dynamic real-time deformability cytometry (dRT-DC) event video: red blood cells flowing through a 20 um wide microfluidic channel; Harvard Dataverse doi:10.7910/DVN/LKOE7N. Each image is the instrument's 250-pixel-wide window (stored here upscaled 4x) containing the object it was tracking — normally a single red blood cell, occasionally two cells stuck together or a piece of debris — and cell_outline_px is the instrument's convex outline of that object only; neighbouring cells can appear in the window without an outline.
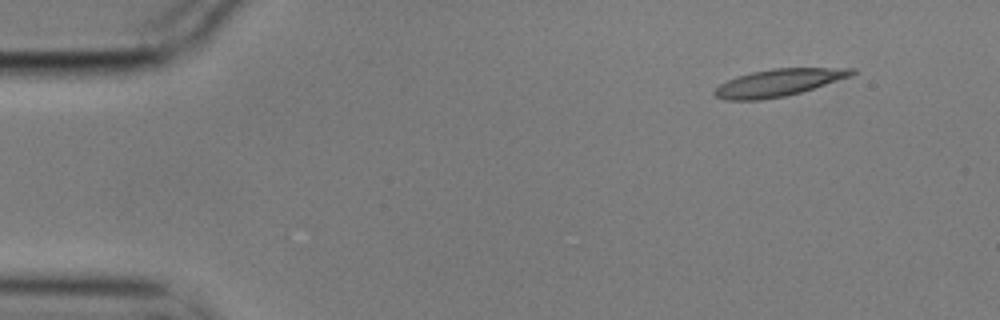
{"species": "common noctule bat (a hibernating species)", "species_latin": "Nyctalus noctula", "temperature_condition": "cold", "stored_images_in_passage": 5, "camera_frame_rate_fps": 3000, "um_per_image_px": 0.085, "animal": {"sex": "male", "body_mass_g": 17.9}, "frame": {"image": 1, "passage_image": 1, "time_ms": 0.0, "image_size_px": [1000, 320], "cell_outline_px": [[856, 72], [852, 76], [800, 92], [784, 96], [760, 100], [724, 100], [716, 96], [712, 92], [720, 84], [736, 76], [752, 72], [772, 68], [856, 68]], "centroid_in_image_um": [66.16, 7.02], "position_along_channel_um": 18.8, "area_um2": 21.68}}
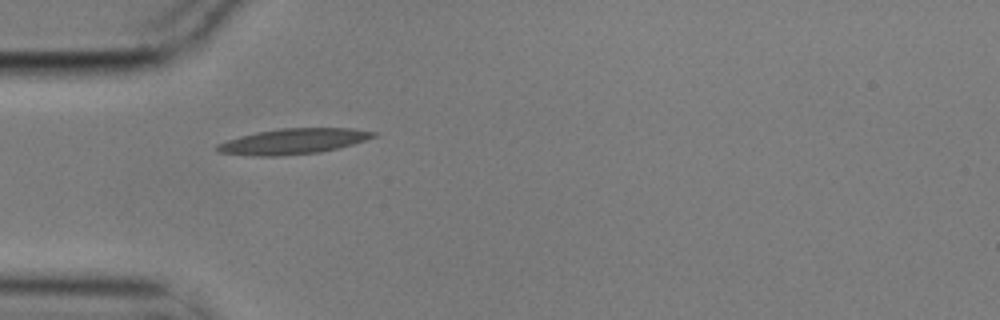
{"frame": {"image": 2, "passage_image": 4, "time_ms": 1.0, "image_size_px": [1000, 320], "cell_outline_px": [[376, 136], [352, 144], [320, 152], [276, 156], [252, 156], [216, 152], [216, 144], [240, 136], [256, 132], [280, 128], [352, 128], [376, 132]], "centroid_in_image_um": [24.88, 12.01], "position_along_channel_um": 60.1, "area_um2": 23.12}}
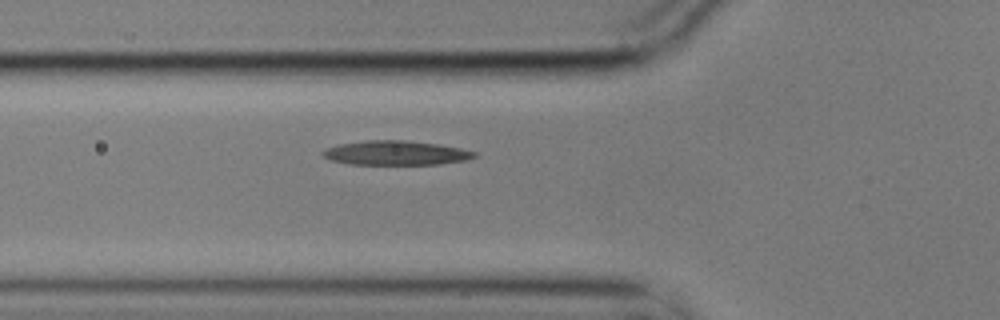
{"frame": {"image": 3, "passage_image": 5, "time_ms": 1.333, "image_size_px": [1000, 320], "cell_outline_px": [[476, 156], [468, 160], [440, 164], [348, 164], [332, 160], [324, 156], [320, 152], [336, 144], [368, 140], [404, 140], [436, 144], [460, 148], [476, 152]], "centroid_in_image_um": [33.64, 13.0], "position_along_channel_um": 92.2, "area_um2": 21.39}}